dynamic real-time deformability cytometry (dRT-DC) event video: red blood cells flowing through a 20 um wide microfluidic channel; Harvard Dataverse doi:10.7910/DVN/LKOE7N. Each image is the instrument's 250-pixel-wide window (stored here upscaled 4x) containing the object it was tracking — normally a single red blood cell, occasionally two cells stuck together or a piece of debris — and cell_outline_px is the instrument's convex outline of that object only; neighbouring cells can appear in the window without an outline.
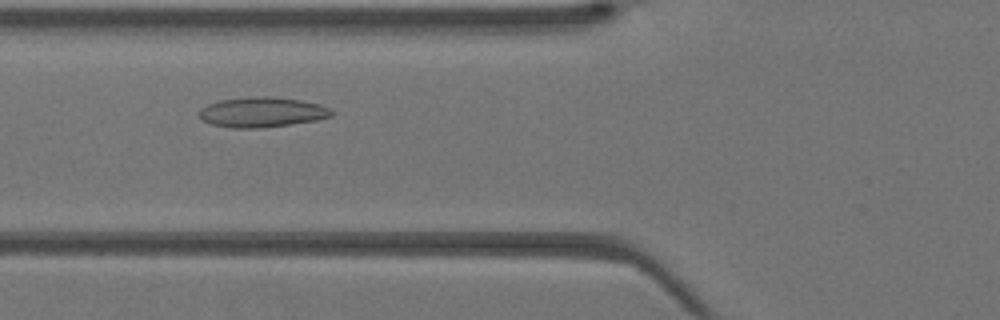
{"species": "Egyptian fruit bat (a non-hibernating species)", "species_latin": "Rousettus aegyptiacus", "temperature_condition": "warm", "stored_images_in_passage": 36, "camera_frame_rate_fps": 3000, "um_per_image_px": 0.085, "animal": {"sex": "female"}, "frame": {"image": 1, "passage_image": 10, "time_ms": 3.0, "image_size_px": [1000, 320], "cell_outline_px": [[332, 116], [316, 120], [260, 128], [232, 128], [212, 124], [204, 120], [200, 116], [200, 108], [208, 104], [220, 100], [252, 96], [276, 96], [300, 100], [320, 104], [328, 108], [332, 112]], "centroid_in_image_um": [22.26, 9.52], "position_along_channel_um": 103.5, "area_um2": 23.06}}
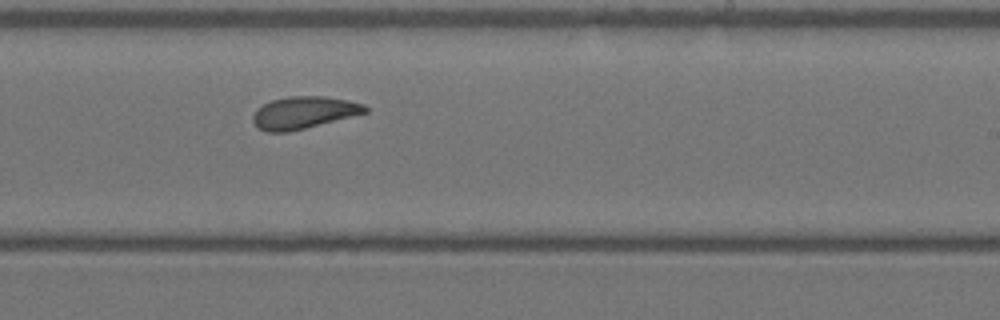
{"frame": {"image": 2, "passage_image": 20, "time_ms": 6.333, "image_size_px": [1000, 320], "cell_outline_px": [[368, 112], [288, 132], [268, 132], [260, 128], [252, 120], [252, 116], [256, 108], [272, 100], [288, 96], [324, 96], [348, 100], [364, 104], [368, 108]], "centroid_in_image_um": [25.81, 9.56], "position_along_channel_um": 263.2, "area_um2": 20.87}}
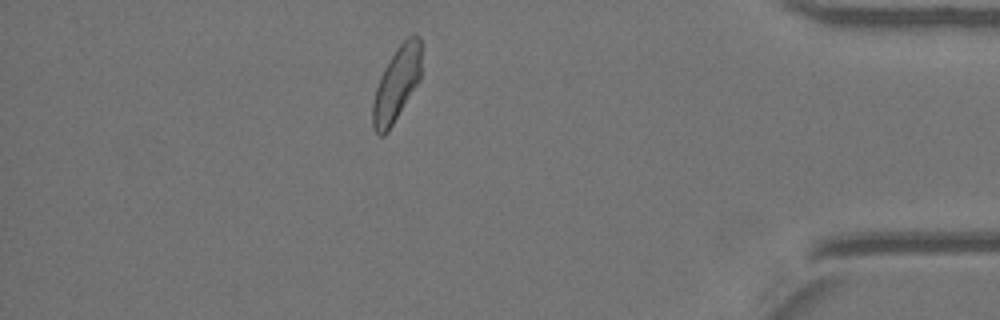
{"frame": {"image": 3, "passage_image": 31, "time_ms": 10.0, "image_size_px": [1000, 320], "cell_outline_px": [[420, 80], [388, 132], [384, 136], [380, 136], [372, 128], [372, 104], [376, 88], [380, 76], [384, 68], [396, 48], [412, 32], [420, 36]], "centroid_in_image_um": [33.7, 7.15], "position_along_channel_um": 401.5, "area_um2": 21.1}}